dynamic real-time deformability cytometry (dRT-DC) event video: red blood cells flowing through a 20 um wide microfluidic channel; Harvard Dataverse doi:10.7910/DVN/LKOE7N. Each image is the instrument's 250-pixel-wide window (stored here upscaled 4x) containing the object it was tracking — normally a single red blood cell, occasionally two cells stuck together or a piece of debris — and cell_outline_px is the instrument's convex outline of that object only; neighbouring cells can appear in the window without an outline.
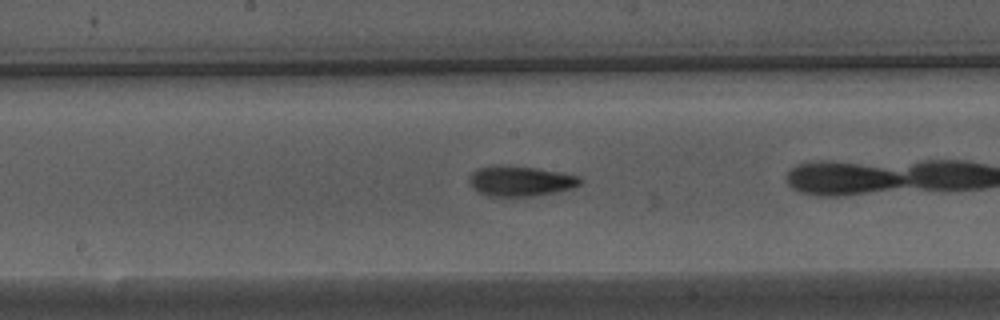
{"species": "Egyptian fruit bat (a non-hibernating species)", "species_latin": "Rousettus aegyptiacus", "temperature_condition": "warm", "stored_images_in_passage": 35, "camera_frame_rate_fps": 3000, "um_per_image_px": 0.085, "animal": {"sex": "male"}, "frame": {"image": 1, "passage_image": 20, "time_ms": 6.333, "image_size_px": [1000, 320], "cell_outline_px": [[584, 180], [580, 184], [572, 188], [556, 192], [532, 196], [488, 196], [472, 188], [468, 176], [476, 168], [496, 164], [500, 164], [536, 168], [564, 172], [580, 176]], "centroid_in_image_um": [44.24, 15.37], "position_along_channel_um": 204.0, "area_um2": 19.88}}
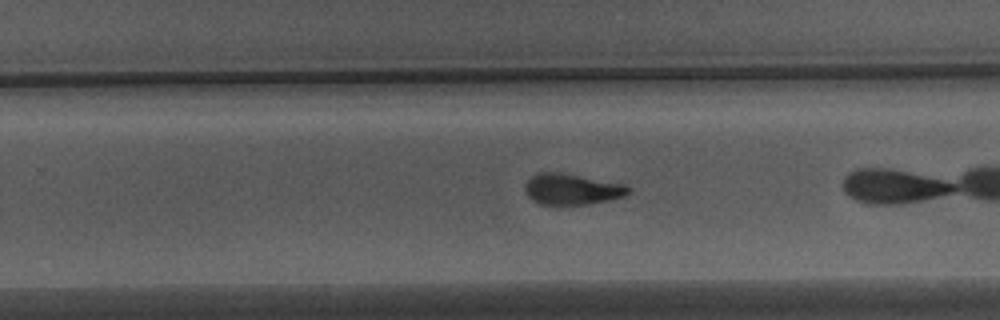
{"frame": {"image": 2, "passage_image": 26, "time_ms": 8.333, "image_size_px": [1000, 320], "cell_outline_px": [[632, 192], [624, 196], [608, 200], [588, 204], [540, 204], [532, 200], [528, 196], [528, 180], [532, 176], [540, 172], [552, 172], [624, 184], [632, 188]], "centroid_in_image_um": [48.67, 16.1], "position_along_channel_um": 281.1, "area_um2": 17.98}}
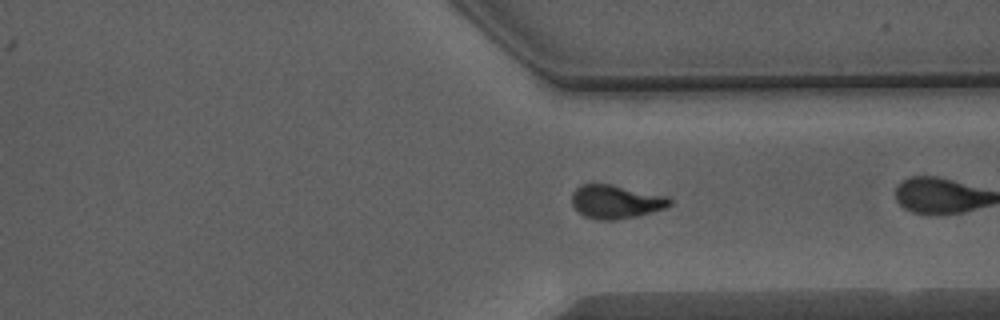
{"frame": {"image": 3, "passage_image": 32, "time_ms": 10.333, "image_size_px": [1000, 320], "cell_outline_px": [[672, 204], [664, 208], [636, 216], [612, 220], [596, 220], [584, 216], [572, 204], [572, 192], [580, 184], [612, 184], [668, 196], [672, 200]], "centroid_in_image_um": [52.34, 17.13], "position_along_channel_um": 359.1, "area_um2": 19.13}, "authors_computed_cell_mechanics": {"area_um2": 19.4786, "velocity_mm_per_s": 3.8813, "shape_relaxation_time_tau1_ms": 4.5901, "shape_relaxation_time_tau2_ms": 2.7373, "deformation_change_tau1": 0.1902, "deformation_change_tau2": 0.1167}}